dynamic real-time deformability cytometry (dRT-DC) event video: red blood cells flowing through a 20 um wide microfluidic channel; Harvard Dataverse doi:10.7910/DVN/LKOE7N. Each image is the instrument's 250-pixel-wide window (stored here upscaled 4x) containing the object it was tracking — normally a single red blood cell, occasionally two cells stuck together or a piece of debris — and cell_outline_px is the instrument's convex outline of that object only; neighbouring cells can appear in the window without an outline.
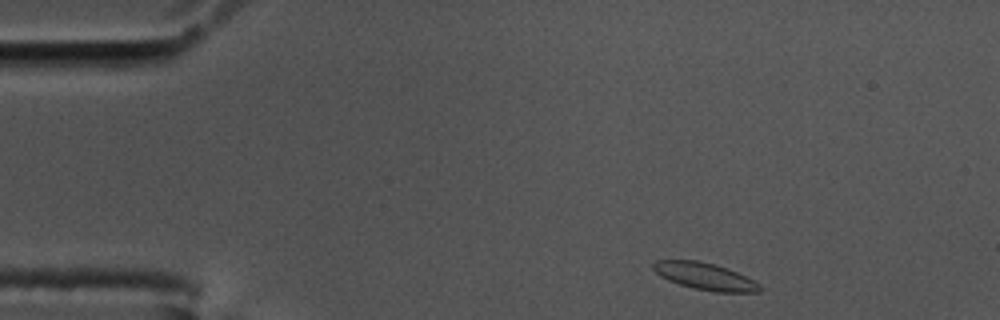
{"species": "common noctule bat (a hibernating species)", "species_latin": "Nyctalus noctula", "temperature_condition": "cold", "stored_images_in_passage": 50, "camera_frame_rate_fps": 3000, "um_per_image_px": 0.085, "animal": {"sex": "male", "body_mass_g": 17.5, "forearm_length_mm": 52.3}, "frame": {"image": 1, "passage_image": 1, "time_ms": 0.0, "image_size_px": [1000, 320], "cell_outline_px": [[764, 288], [760, 292], [716, 292], [692, 288], [668, 280], [660, 276], [652, 268], [652, 264], [656, 260], [696, 260], [728, 268], [760, 284]], "centroid_in_image_um": [59.92, 23.49], "position_along_channel_um": 25.1, "area_um2": 16.7}}
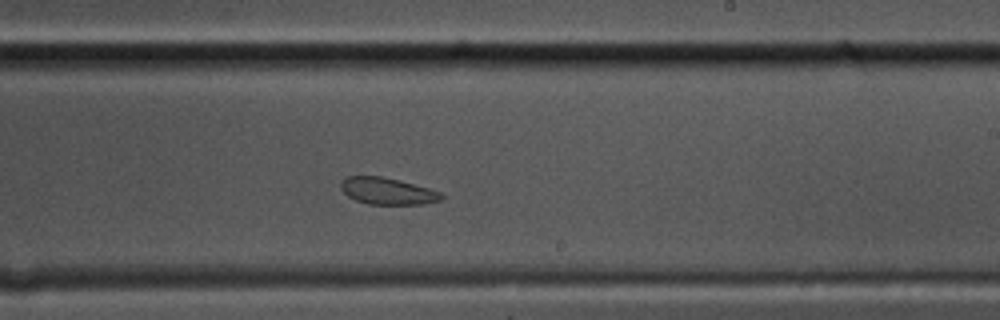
{"frame": {"image": 2, "passage_image": 27, "time_ms": 8.667, "image_size_px": [1000, 320], "cell_outline_px": [[444, 196], [440, 200], [424, 204], [368, 204], [356, 200], [348, 196], [340, 188], [340, 180], [348, 176], [384, 176], [400, 180], [444, 192]], "centroid_in_image_um": [32.95, 16.23], "position_along_channel_um": 256.1, "area_um2": 15.9}}
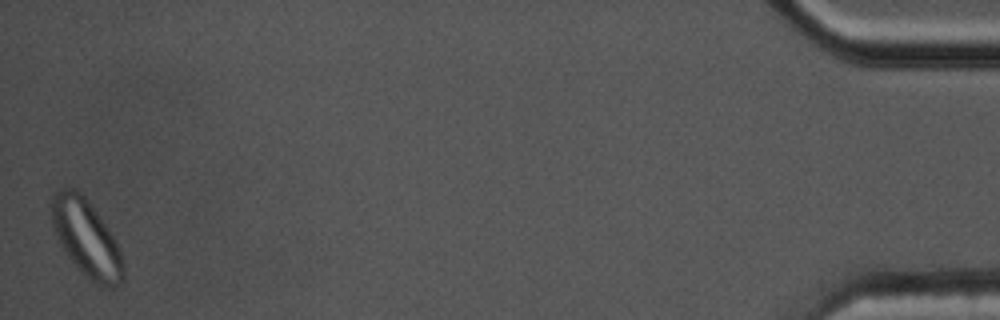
{"frame": {"image": 3, "passage_image": 50, "time_ms": 16.333, "image_size_px": [1000, 320], "cell_outline_px": [[124, 280], [120, 284], [112, 288], [96, 284], [80, 272], [64, 252], [60, 244], [52, 224], [52, 196], [60, 188], [76, 188], [88, 200], [100, 216], [116, 240], [120, 248], [124, 260]], "centroid_in_image_um": [7.37, 20.27], "position_along_channel_um": 427.8, "area_um2": 32.43}}